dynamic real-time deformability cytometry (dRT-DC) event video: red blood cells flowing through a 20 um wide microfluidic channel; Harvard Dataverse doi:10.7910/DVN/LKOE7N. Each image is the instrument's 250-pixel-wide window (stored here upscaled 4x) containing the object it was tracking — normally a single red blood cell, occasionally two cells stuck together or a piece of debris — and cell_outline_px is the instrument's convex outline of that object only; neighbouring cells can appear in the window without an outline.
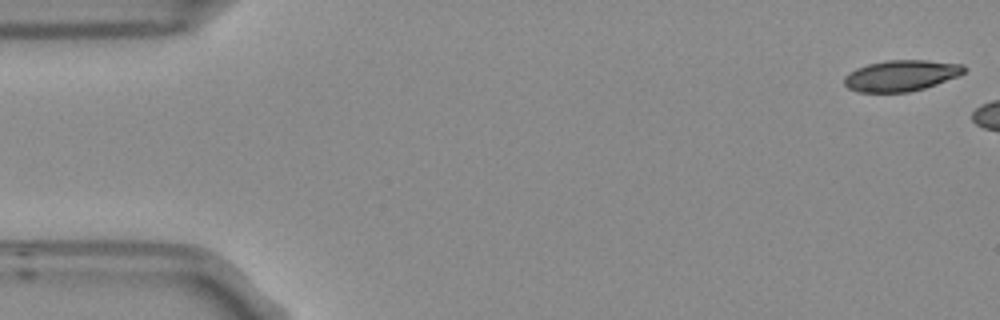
{"species": "Egyptian fruit bat (a non-hibernating species)", "species_latin": "Rousettus aegyptiacus", "temperature_condition": "room temperature", "stored_images_in_passage": 3, "camera_frame_rate_fps": 3000, "um_per_image_px": 0.085, "frame": {"image": 1, "passage_image": 1, "time_ms": 0.0, "image_size_px": [1000, 320], "cell_outline_px": [[968, 68], [960, 76], [924, 88], [908, 92], [856, 92], [848, 88], [844, 84], [844, 76], [848, 72], [856, 68], [868, 64], [888, 60], [928, 60], [964, 64]], "centroid_in_image_um": [76.61, 6.42], "position_along_channel_um": 8.4, "area_um2": 21.91}}